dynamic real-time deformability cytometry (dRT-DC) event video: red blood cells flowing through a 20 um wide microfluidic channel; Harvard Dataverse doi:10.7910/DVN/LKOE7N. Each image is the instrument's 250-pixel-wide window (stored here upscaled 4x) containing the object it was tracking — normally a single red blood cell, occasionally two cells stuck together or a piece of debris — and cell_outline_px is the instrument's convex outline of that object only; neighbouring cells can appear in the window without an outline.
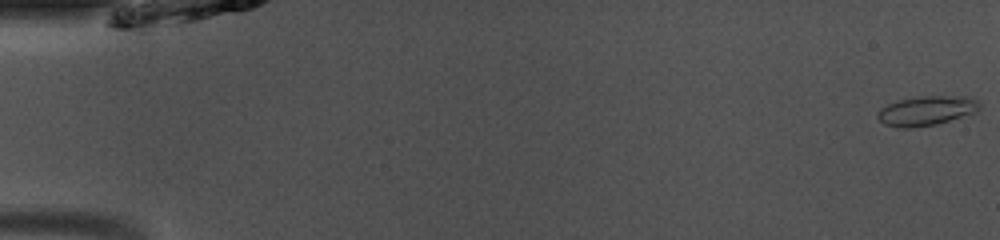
{"species": "common noctule bat (a hibernating species)", "species_latin": "Nyctalus noctula", "temperature_condition": "room temperature", "stored_images_in_passage": 49, "camera_frame_rate_fps": 3000, "um_per_image_px": 0.085, "animal": {"sex": "male", "body_mass_g": 13.0, "forearm_length_mm": 53.1}, "frame": {"image": 1, "passage_image": 1, "time_ms": 0.0, "image_size_px": [1000, 240], "cell_outline_px": [[980, 108], [976, 112], [936, 124], [908, 128], [900, 128], [884, 124], [876, 116], [880, 108], [888, 104], [900, 100], [920, 96], [968, 96], [976, 100], [980, 104]], "centroid_in_image_um": [78.75, 9.4], "position_along_channel_um": 6.3, "area_um2": 17.4}}
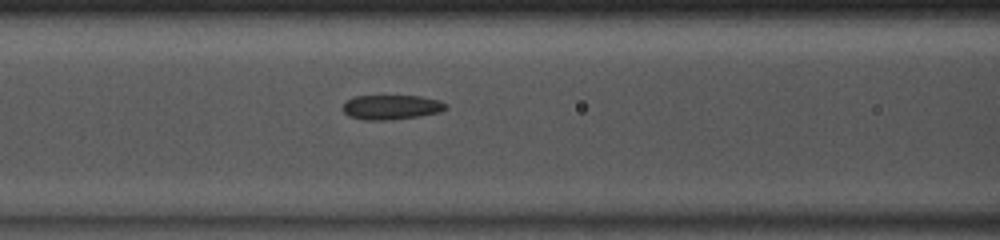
{"frame": {"image": 2, "passage_image": 21, "time_ms": 6.667, "image_size_px": [1000, 240], "cell_outline_px": [[448, 108], [440, 112], [416, 116], [388, 120], [364, 120], [348, 116], [344, 112], [344, 104], [352, 96], [420, 96], [440, 100], [448, 104]], "centroid_in_image_um": [33.29, 9.1], "position_along_channel_um": 133.3, "area_um2": 14.74}}
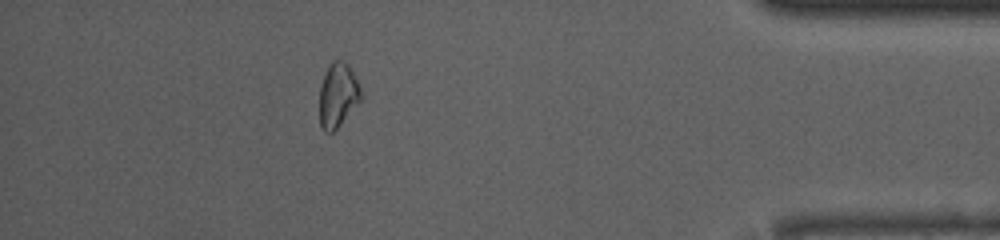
{"frame": {"image": 3, "passage_image": 44, "time_ms": 14.333, "image_size_px": [1000, 240], "cell_outline_px": [[364, 96], [340, 124], [332, 132], [324, 132], [320, 128], [320, 88], [324, 76], [332, 60], [344, 60], [348, 64]], "centroid_in_image_um": [28.72, 8.09], "position_along_channel_um": 406.5, "area_um2": 15.32}, "authors_computed_cell_mechanics": {"area_um2": 15.2014, "velocity_mm_per_s": 4.1114, "shape_relaxation_time_tau1_ms": null, "shape_relaxation_time_tau2_ms": 2.9257, "deformation_change_tau1": null, "deformation_change_tau2": 0.0824}}